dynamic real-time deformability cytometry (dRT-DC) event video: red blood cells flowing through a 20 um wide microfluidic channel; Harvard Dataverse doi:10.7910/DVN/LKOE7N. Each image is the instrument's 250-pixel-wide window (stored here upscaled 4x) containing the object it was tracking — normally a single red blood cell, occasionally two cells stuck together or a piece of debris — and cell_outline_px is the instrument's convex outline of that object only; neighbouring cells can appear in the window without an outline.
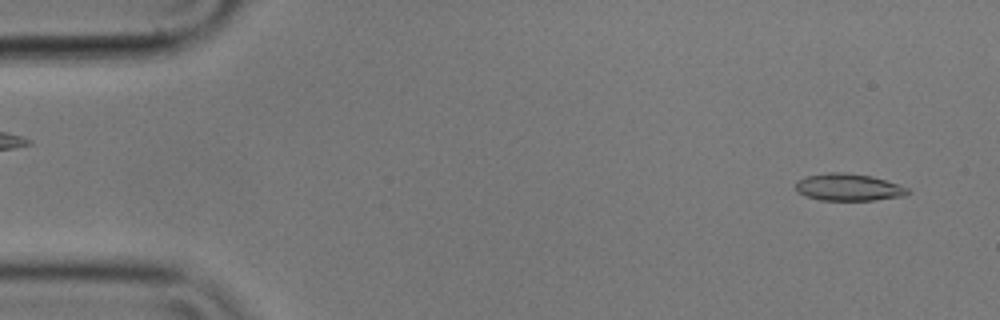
{"species": "common noctule bat (a hibernating species)", "species_latin": "Nyctalus noctula", "temperature_condition": "cold", "stored_images_in_passage": 55, "camera_frame_rate_fps": 3000, "um_per_image_px": 0.085, "animal": {"sex": "male", "body_mass_g": 17.9}, "frame": {"image": 1, "passage_image": 3, "time_ms": 0.667, "image_size_px": [1000, 320], "cell_outline_px": [[912, 192], [904, 196], [872, 200], [820, 200], [808, 196], [800, 192], [796, 188], [796, 180], [804, 176], [828, 172], [840, 172], [872, 176], [908, 188]], "centroid_in_image_um": [72.12, 15.91], "position_along_channel_um": 12.9, "area_um2": 17.57}}
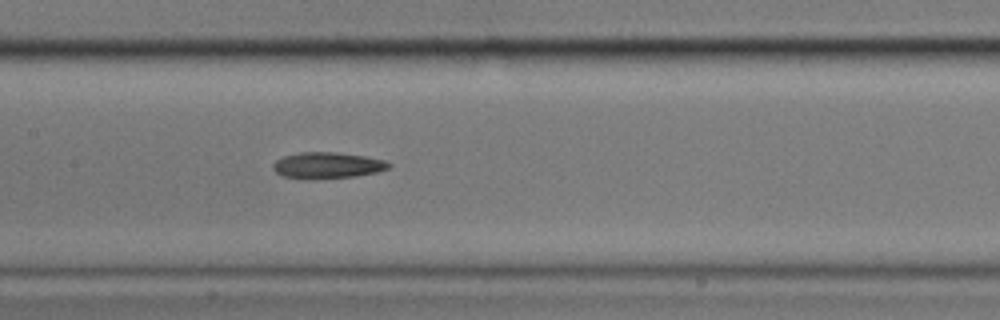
{"frame": {"image": 2, "passage_image": 26, "time_ms": 8.333, "image_size_px": [1000, 320], "cell_outline_px": [[392, 164], [388, 168], [376, 172], [356, 176], [312, 180], [304, 180], [280, 176], [272, 168], [272, 164], [276, 160], [284, 156], [300, 152], [336, 152], [364, 156], [384, 160]], "centroid_in_image_um": [27.76, 14.07], "position_along_channel_um": 179.6, "area_um2": 17.98}}
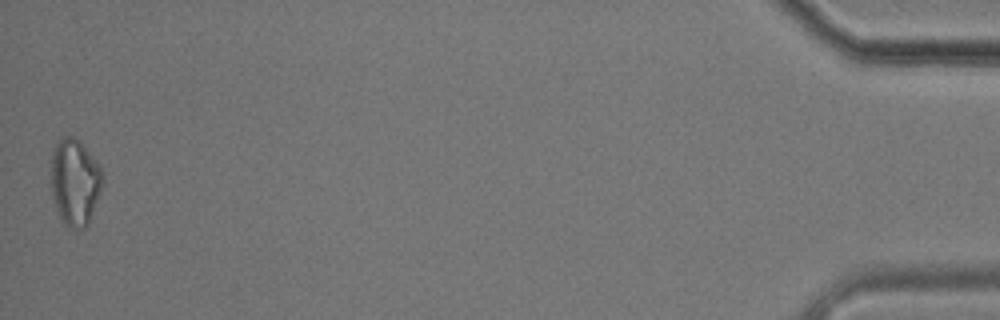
{"frame": {"image": 3, "passage_image": 55, "time_ms": 18.0, "image_size_px": [1000, 320], "cell_outline_px": [[104, 180], [100, 192], [88, 224], [84, 228], [76, 232], [64, 224], [60, 220], [52, 200], [52, 156], [56, 144], [64, 136], [72, 136], [80, 140], [100, 164], [104, 176]], "centroid_in_image_um": [6.39, 15.51], "position_along_channel_um": 428.8, "area_um2": 26.41}}